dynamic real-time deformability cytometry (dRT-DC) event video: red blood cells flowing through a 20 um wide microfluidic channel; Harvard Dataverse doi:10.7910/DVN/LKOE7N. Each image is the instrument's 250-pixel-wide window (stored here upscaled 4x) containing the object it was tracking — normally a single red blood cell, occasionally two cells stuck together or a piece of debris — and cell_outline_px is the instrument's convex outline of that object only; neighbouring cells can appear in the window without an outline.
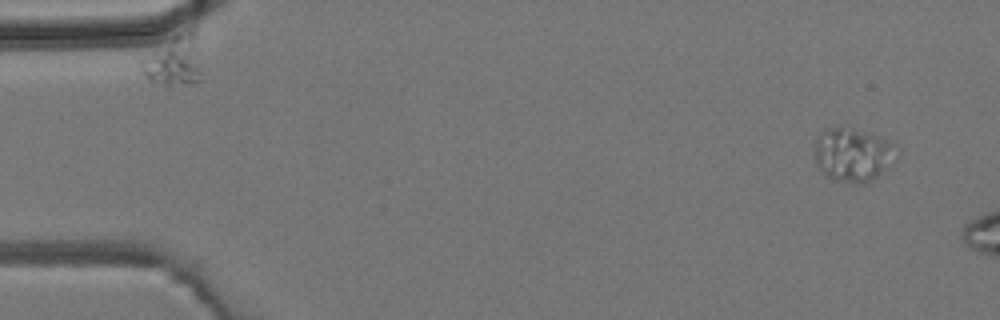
{"species": "common noctule bat (a hibernating species)", "species_latin": "Nyctalus noctula", "temperature_condition": "room temperature", "stored_images_in_passage": 3, "camera_frame_rate_fps": 3000, "um_per_image_px": 0.085, "animal": {"sex": "male", "body_mass_g": 19.2, "forearm_length_mm": 51.8}, "frame": {"image": 1, "passage_image": 1, "time_ms": 0.0, "image_size_px": [1000, 320], "cell_outline_px": [[892, 144], [888, 168], [864, 184], [852, 184], [836, 180], [828, 176], [816, 164], [816, 140], [828, 128], [840, 124], [876, 136]], "centroid_in_image_um": [72.4, 13.15], "position_along_channel_um": 12.6, "area_um2": 24.51}}